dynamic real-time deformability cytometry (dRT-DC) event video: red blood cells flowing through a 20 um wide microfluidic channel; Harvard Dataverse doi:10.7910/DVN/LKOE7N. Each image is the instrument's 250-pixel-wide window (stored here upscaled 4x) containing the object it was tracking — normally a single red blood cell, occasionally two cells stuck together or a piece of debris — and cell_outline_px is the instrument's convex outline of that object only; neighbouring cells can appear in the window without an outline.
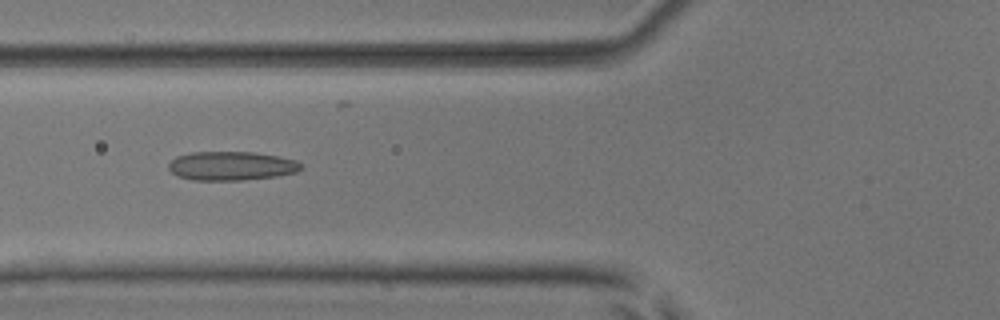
{"species": "common noctule bat (a hibernating species)", "species_latin": "Nyctalus noctula", "temperature_condition": "room temperature", "stored_images_in_passage": 40, "camera_frame_rate_fps": 3000, "um_per_image_px": 0.085, "animal": {"sex": "male", "body_mass_g": 17.9, "forearm_length_mm": 54.2}, "frame": {"image": 1, "passage_image": 13, "time_ms": 4.0, "image_size_px": [1000, 320], "cell_outline_px": [[304, 168], [296, 172], [276, 176], [240, 180], [192, 180], [176, 176], [168, 168], [168, 164], [176, 156], [192, 152], [256, 152], [296, 160], [304, 164]], "centroid_in_image_um": [19.67, 14.1], "position_along_channel_um": 106.1, "area_um2": 22.43}}
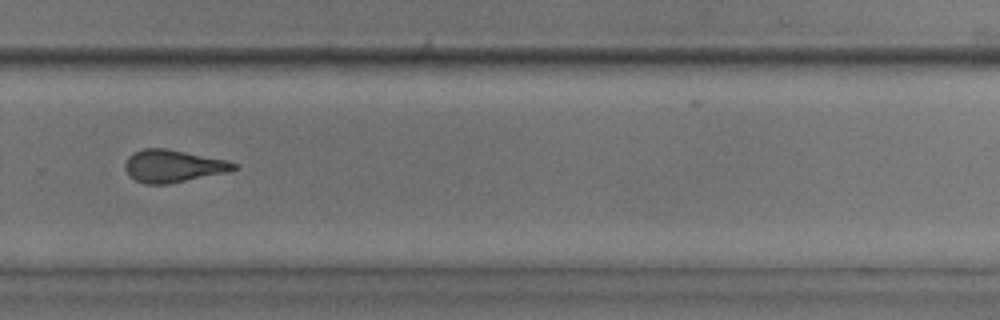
{"frame": {"image": 2, "passage_image": 29, "time_ms": 9.333, "image_size_px": [1000, 320], "cell_outline_px": [[236, 168], [228, 172], [168, 184], [144, 184], [128, 176], [124, 168], [124, 164], [128, 156], [132, 152], [144, 148], [168, 148], [224, 160], [236, 164]], "centroid_in_image_um": [14.63, 14.11], "position_along_channel_um": 315.2, "area_um2": 20.58}}
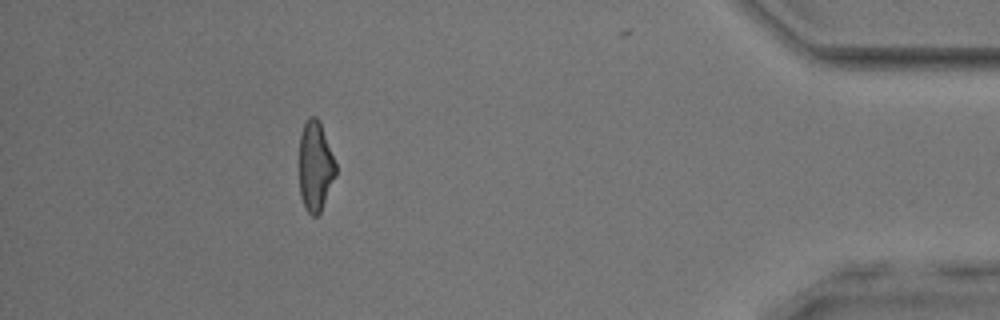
{"frame": {"image": 3, "passage_image": 40, "time_ms": 13.0, "image_size_px": [1000, 320], "cell_outline_px": [[336, 176], [320, 212], [316, 216], [312, 216], [308, 212], [300, 196], [300, 132], [308, 116], [316, 116], [320, 120], [336, 164]], "centroid_in_image_um": [26.81, 14.1], "position_along_channel_um": 408.4, "area_um2": 19.13}, "authors_computed_cell_mechanics": {"area_um2": 20.9814, "velocity_mm_per_s": 3.9246, "shape_relaxation_time_tau1_ms": null, "shape_relaxation_time_tau2_ms": 2.0498, "deformation_change_tau1": null, "deformation_change_tau2": 0.114}}